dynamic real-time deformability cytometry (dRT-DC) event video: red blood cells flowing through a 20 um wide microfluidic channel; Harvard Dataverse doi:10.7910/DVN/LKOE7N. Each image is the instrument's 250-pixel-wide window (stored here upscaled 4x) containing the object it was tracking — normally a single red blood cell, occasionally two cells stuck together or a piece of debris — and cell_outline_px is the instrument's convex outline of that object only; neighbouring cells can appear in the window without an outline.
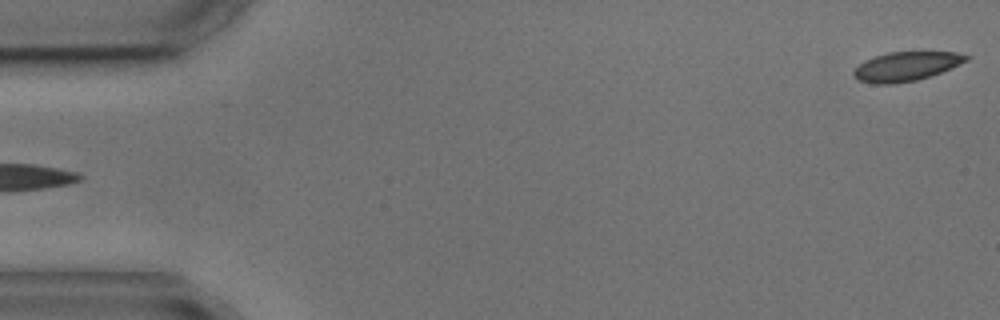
{"species": "common noctule bat (a hibernating species)", "species_latin": "Nyctalus noctula", "temperature_condition": "cold", "stored_images_in_passage": 5, "segment_of_instrument_passage": [2, 2], "camera_frame_rate_fps": 3000, "um_per_image_px": 0.085, "animal": {"sex": "male", "body_mass_g": 17.9, "forearm_length_mm": 54.2}, "frame": {"image": 1, "passage_image": 5, "time_ms": 5.0, "image_size_px": [1000, 320], "cell_outline_px": [[972, 56], [968, 60], [960, 64], [940, 72], [916, 80], [892, 84], [872, 84], [860, 80], [852, 72], [864, 60], [888, 52], [956, 52]], "centroid_in_image_um": [77.04, 5.63], "position_along_channel_um": 8.0, "area_um2": 18.9}}